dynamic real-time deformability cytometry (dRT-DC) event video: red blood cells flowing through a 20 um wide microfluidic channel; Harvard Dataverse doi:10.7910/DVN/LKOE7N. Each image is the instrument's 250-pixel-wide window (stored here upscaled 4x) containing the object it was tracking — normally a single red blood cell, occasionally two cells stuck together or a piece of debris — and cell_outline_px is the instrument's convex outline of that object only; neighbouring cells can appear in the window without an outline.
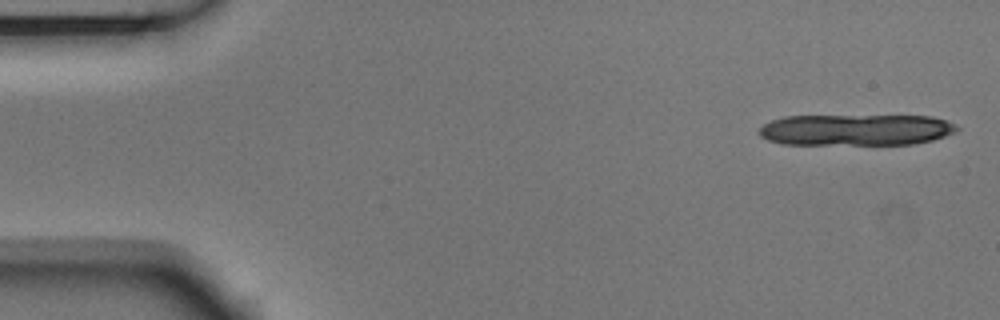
{"species": "Egyptian fruit bat (a non-hibernating species)", "species_latin": "Rousettus aegyptiacus", "temperature_condition": "room temperature", "stored_images_in_passage": 14, "camera_frame_rate_fps": 3000, "um_per_image_px": 0.085, "animal": {"sex": "male"}, "frame": {"image": 1, "passage_image": 1, "time_ms": 0.0, "image_size_px": [1000, 320], "cell_outline_px": [[960, 128], [956, 132], [932, 140], [912, 144], [784, 144], [768, 140], [760, 136], [756, 132], [764, 124], [772, 120], [784, 116], [932, 116], [956, 124]], "centroid_in_image_um": [72.75, 11.03], "position_along_channel_um": 12.3, "area_um2": 36.13}}
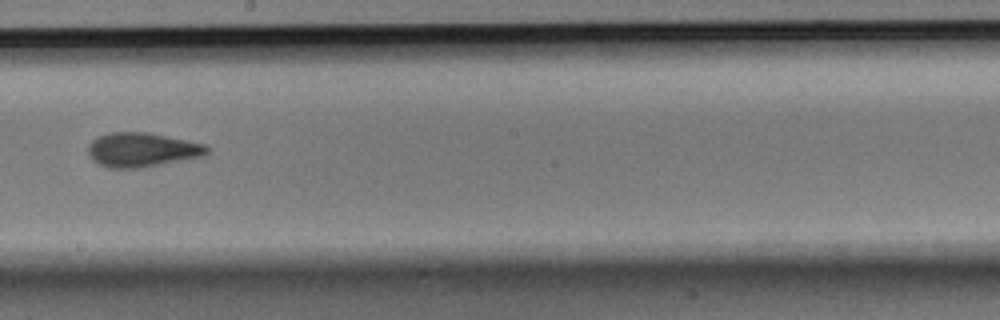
{"frame": {"image": 2, "passage_image": 8, "time_ms": 2.333, "image_size_px": [1000, 320], "cell_outline_px": [[212, 152], [204, 156], [160, 164], [136, 168], [108, 168], [92, 160], [88, 152], [88, 144], [96, 136], [108, 132], [148, 132], [208, 144], [212, 148]], "centroid_in_image_um": [12.11, 12.71], "position_along_channel_um": 236.1, "area_um2": 24.1}}
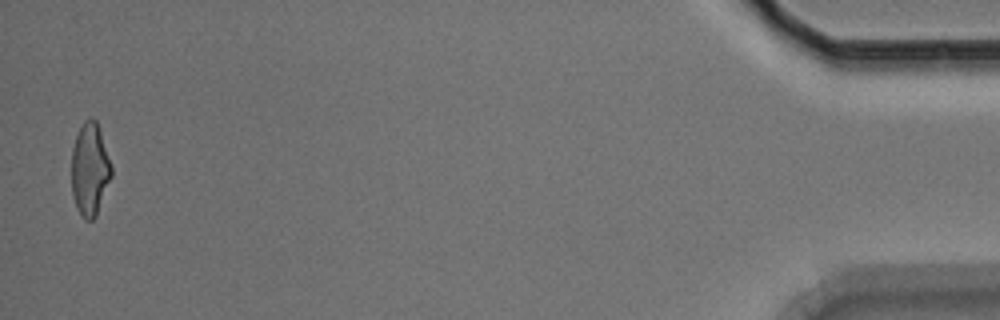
{"frame": {"image": 3, "passage_image": 14, "time_ms": 4.333, "image_size_px": [1000, 320], "cell_outline_px": [[112, 176], [96, 216], [92, 220], [84, 220], [80, 216], [76, 208], [72, 196], [72, 148], [76, 136], [84, 120], [92, 116], [96, 120], [112, 164]], "centroid_in_image_um": [7.64, 14.42], "position_along_channel_um": 427.6, "area_um2": 21.79}}